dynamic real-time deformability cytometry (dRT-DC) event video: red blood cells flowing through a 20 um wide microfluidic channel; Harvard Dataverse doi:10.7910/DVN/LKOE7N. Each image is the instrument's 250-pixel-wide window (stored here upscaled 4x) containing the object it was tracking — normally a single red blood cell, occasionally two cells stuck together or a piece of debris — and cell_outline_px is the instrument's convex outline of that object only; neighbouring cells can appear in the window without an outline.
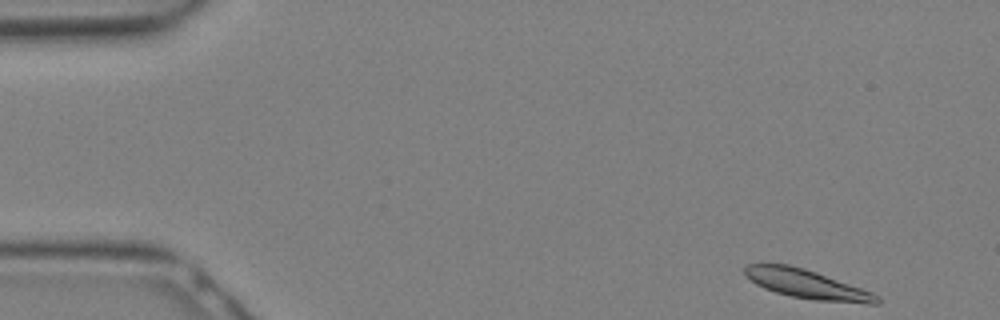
{"species": "Egyptian fruit bat (a non-hibernating species)", "species_latin": "Rousettus aegyptiacus", "temperature_condition": "warm", "stored_images_in_passage": 13, "camera_frame_rate_fps": 3000, "um_per_image_px": 0.085, "animal": {"sex": "female"}, "frame": {"image": 1, "passage_image": 1, "time_ms": 0.0, "image_size_px": [1000, 320], "cell_outline_px": [[880, 304], [868, 304], [816, 300], [792, 296], [776, 292], [764, 288], [756, 284], [744, 276], [744, 268], [748, 264], [788, 264], [804, 268], [816, 272], [872, 292], [880, 296]], "centroid_in_image_um": [68.59, 24.15], "position_along_channel_um": 16.4, "area_um2": 22.2}}
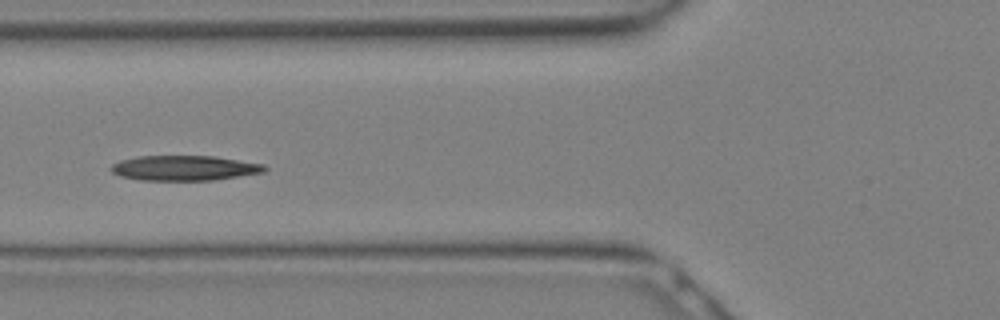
{"frame": {"image": 2, "passage_image": 10, "time_ms": 3.0, "image_size_px": [1000, 320], "cell_outline_px": [[268, 168], [264, 172], [212, 180], [144, 180], [120, 176], [112, 172], [108, 168], [112, 164], [120, 160], [136, 156], [216, 156], [264, 164]], "centroid_in_image_um": [15.65, 14.27], "position_along_channel_um": 110.1, "area_um2": 22.43}}
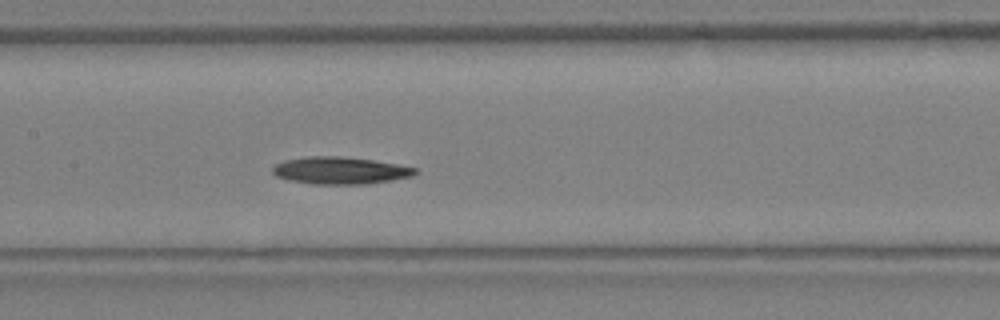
{"frame": {"image": 3, "passage_image": 13, "time_ms": 4.0, "image_size_px": [1000, 320], "cell_outline_px": [[416, 172], [412, 176], [392, 180], [368, 184], [312, 184], [288, 180], [276, 176], [272, 172], [272, 168], [276, 164], [284, 160], [308, 156], [340, 156], [372, 160], [396, 164], [416, 168]], "centroid_in_image_um": [28.88, 14.49], "position_along_channel_um": 178.5, "area_um2": 22.54}}